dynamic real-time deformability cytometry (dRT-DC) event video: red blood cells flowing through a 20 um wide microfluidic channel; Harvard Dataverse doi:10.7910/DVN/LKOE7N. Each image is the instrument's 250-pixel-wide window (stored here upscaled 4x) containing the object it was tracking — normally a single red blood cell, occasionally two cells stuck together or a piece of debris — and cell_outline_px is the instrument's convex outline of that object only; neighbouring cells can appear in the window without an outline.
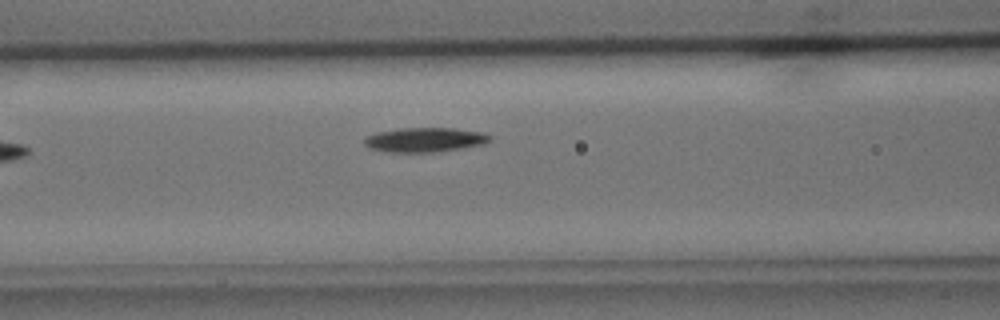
{"species": "common noctule bat (a hibernating species)", "species_latin": "Nyctalus noctula", "temperature_condition": "cold", "stored_images_in_passage": 7, "camera_frame_rate_fps": 3000, "um_per_image_px": 0.085, "animal": {"sex": "male", "body_mass_g": 15.6}, "frame": {"image": 1, "passage_image": 7, "time_ms": 7.0, "image_size_px": [1000, 320], "cell_outline_px": [[492, 140], [484, 144], [440, 152], [388, 152], [368, 148], [364, 144], [364, 136], [376, 132], [400, 128], [456, 128], [484, 132], [492, 136]], "centroid_in_image_um": [36.12, 11.88], "position_along_channel_um": 130.5, "area_um2": 18.26}}